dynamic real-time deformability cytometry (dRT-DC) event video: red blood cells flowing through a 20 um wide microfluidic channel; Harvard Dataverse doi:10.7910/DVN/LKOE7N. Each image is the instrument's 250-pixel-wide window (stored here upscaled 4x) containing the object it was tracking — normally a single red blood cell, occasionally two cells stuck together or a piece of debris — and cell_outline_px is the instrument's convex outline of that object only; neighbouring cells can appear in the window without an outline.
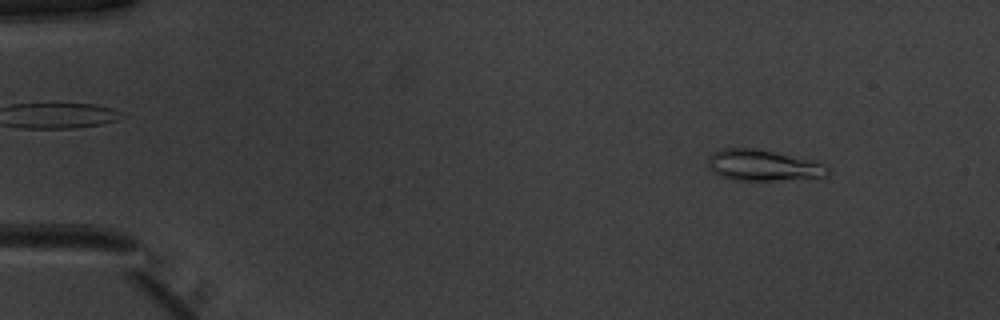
{"species": "common noctule bat (a hibernating species)", "species_latin": "Nyctalus noctula", "temperature_condition": "warm", "stored_images_in_passage": 51, "camera_frame_rate_fps": 3000, "um_per_image_px": 0.085, "animal": {"sex": "male", "body_mass_g": 20.1, "forearm_length_mm": 53.5}, "frame": {"image": 1, "passage_image": 6, "time_ms": 1.667, "image_size_px": [1000, 320], "cell_outline_px": [[828, 172], [824, 176], [780, 180], [732, 180], [720, 176], [712, 172], [708, 164], [708, 160], [712, 152], [720, 148], [756, 148], [808, 160], [824, 164], [828, 168]], "centroid_in_image_um": [64.76, 14.05], "position_along_channel_um": 20.2, "area_um2": 21.33}}
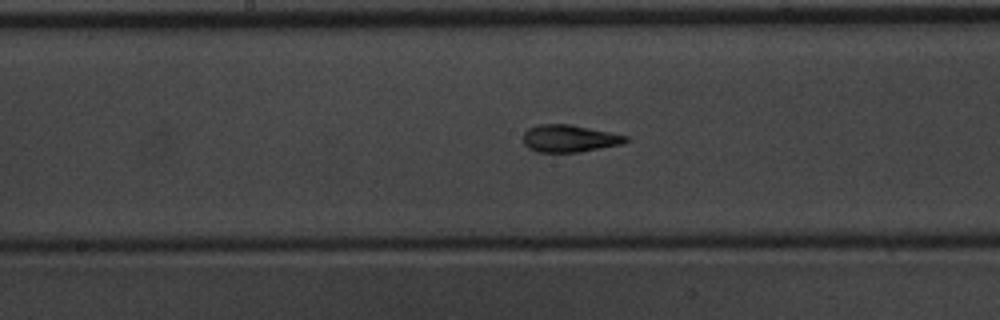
{"frame": {"image": 2, "passage_image": 27, "time_ms": 8.667, "image_size_px": [1000, 320], "cell_outline_px": [[632, 140], [620, 144], [580, 152], [536, 152], [528, 148], [524, 144], [524, 132], [528, 128], [540, 124], [568, 124], [628, 136]], "centroid_in_image_um": [48.38, 11.78], "position_along_channel_um": 199.8, "area_um2": 16.18}}
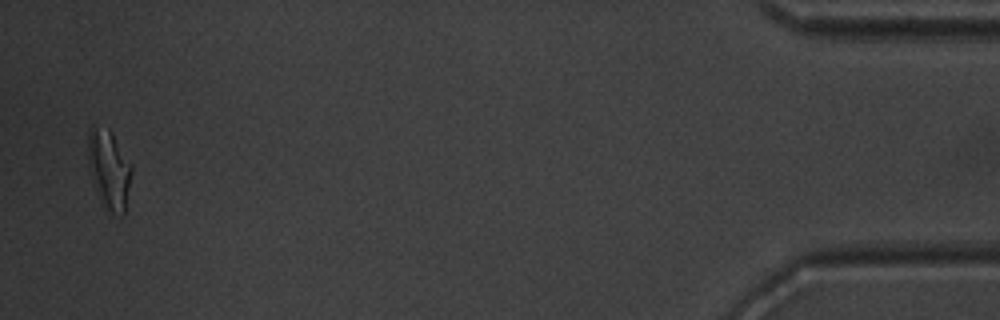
{"frame": {"image": 3, "passage_image": 50, "time_ms": 16.333, "image_size_px": [1000, 320], "cell_outline_px": [[132, 172], [124, 216], [120, 216], [104, 208], [100, 200], [88, 164], [88, 132], [92, 124], [108, 128], [112, 132], [132, 164]], "centroid_in_image_um": [9.28, 14.37], "position_along_channel_um": 425.9, "area_um2": 20.23}, "authors_computed_cell_mechanics": {"area_um2": 16.8198, "velocity_mm_per_s": 3.9951, "shape_relaxation_time_tau1_ms": 4.4276, "shape_relaxation_time_tau2_ms": 1.7887, "deformation_change_tau1": 0.196, "deformation_change_tau2": 0.0869}}